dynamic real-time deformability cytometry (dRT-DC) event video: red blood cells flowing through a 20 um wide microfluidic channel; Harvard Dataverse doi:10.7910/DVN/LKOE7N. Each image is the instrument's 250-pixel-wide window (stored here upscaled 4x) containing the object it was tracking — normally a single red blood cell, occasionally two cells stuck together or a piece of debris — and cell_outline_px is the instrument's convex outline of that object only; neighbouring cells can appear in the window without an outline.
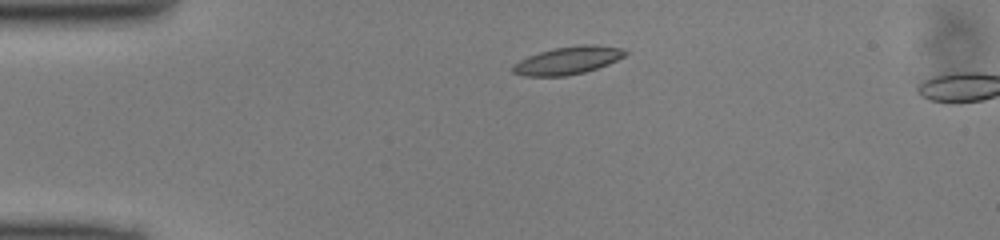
{"species": "common noctule bat (a hibernating species)", "species_latin": "Nyctalus noctula", "temperature_condition": "cold", "stored_images_in_passage": 3, "camera_frame_rate_fps": 3000, "um_per_image_px": 0.085, "animal": {"sex": "male", "body_mass_g": 13.0, "forearm_length_mm": 53.1}, "frame": {"image": 1, "passage_image": 1, "time_ms": 0.0, "image_size_px": [1000, 240], "cell_outline_px": [[628, 52], [624, 56], [608, 64], [584, 72], [564, 76], [524, 76], [512, 72], [512, 64], [528, 56], [540, 52], [556, 48], [584, 44], [596, 44], [624, 48]], "centroid_in_image_um": [48.27, 5.13], "position_along_channel_um": 36.7, "area_um2": 18.09}}